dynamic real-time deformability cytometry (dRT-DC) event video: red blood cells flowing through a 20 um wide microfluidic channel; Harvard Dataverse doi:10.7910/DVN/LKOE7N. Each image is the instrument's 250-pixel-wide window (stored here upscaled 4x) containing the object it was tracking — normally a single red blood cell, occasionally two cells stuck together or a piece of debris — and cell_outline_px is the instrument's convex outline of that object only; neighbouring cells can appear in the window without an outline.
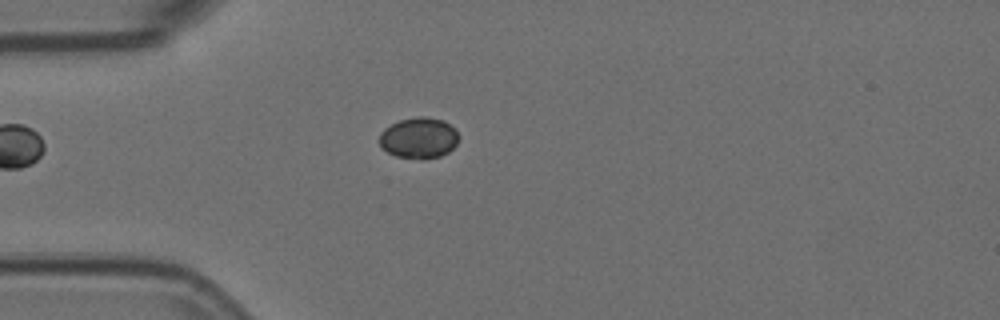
{"species": "Egyptian fruit bat (a non-hibernating species)", "species_latin": "Rousettus aegyptiacus", "temperature_condition": "room temperature", "stored_images_in_passage": 5, "camera_frame_rate_fps": 3000, "um_per_image_px": 0.085, "animal": {"sex": "female"}, "frame": {"image": 1, "passage_image": 5, "time_ms": 1.333, "image_size_px": [1000, 320], "cell_outline_px": [[460, 136], [456, 144], [448, 152], [440, 156], [424, 160], [420, 160], [396, 156], [388, 152], [380, 144], [380, 132], [384, 128], [400, 120], [420, 116], [424, 116], [444, 120], [456, 128]], "centroid_in_image_um": [35.64, 11.73], "position_along_channel_um": 49.4, "area_um2": 19.13}}